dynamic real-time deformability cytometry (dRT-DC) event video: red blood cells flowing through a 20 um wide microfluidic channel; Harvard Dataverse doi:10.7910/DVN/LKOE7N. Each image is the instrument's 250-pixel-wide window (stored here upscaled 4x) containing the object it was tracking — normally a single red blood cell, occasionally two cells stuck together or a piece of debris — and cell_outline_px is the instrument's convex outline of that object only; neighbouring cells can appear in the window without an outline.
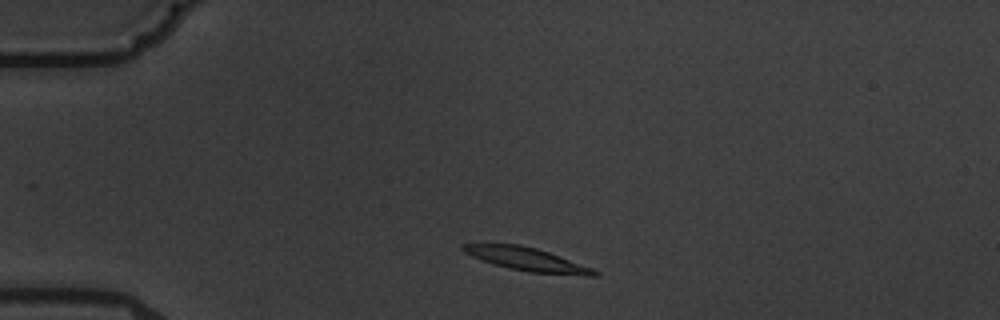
{"species": "common noctule bat (a hibernating species)", "species_latin": "Nyctalus noctula", "temperature_condition": "warm", "stored_images_in_passage": 2, "camera_frame_rate_fps": 3000, "um_per_image_px": 0.085, "animal": {"sex": "male", "body_mass_g": 19.5, "forearm_length_mm": 54.6}, "frame": {"image": 1, "passage_image": 1, "time_ms": 0.0, "image_size_px": [1000, 320], "cell_outline_px": [[600, 276], [584, 276], [528, 272], [508, 268], [472, 256], [464, 252], [460, 248], [464, 244], [520, 244], [536, 248], [548, 252], [592, 268], [600, 272]], "centroid_in_image_um": [44.85, 22.05], "position_along_channel_um": 40.1, "area_um2": 17.63}}